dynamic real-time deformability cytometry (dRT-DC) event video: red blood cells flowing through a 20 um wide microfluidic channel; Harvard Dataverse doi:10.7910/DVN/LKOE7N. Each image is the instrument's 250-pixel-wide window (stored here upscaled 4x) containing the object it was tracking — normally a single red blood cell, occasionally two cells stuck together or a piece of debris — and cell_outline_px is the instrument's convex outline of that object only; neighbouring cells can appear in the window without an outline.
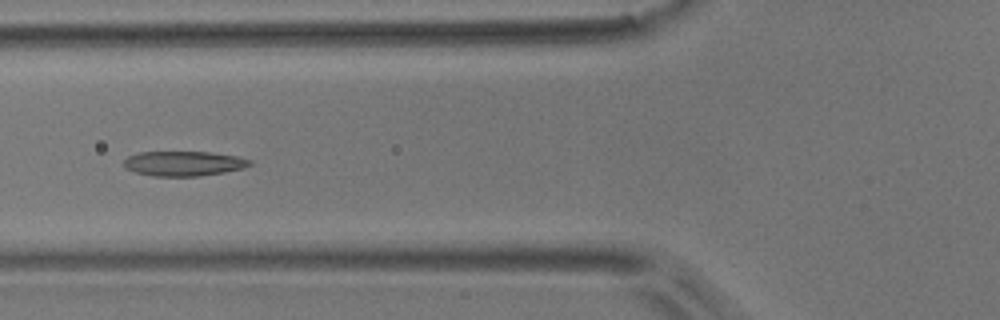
{"species": "common noctule bat (a hibernating species)", "species_latin": "Nyctalus noctula", "temperature_condition": "room temperature", "stored_images_in_passage": 7, "camera_frame_rate_fps": 3000, "um_per_image_px": 0.085, "animal": {"sex": "male", "body_mass_g": 17.9}, "frame": {"image": 1, "passage_image": 6, "time_ms": 6.333, "image_size_px": [1000, 320], "cell_outline_px": [[252, 164], [244, 168], [224, 172], [200, 176], [152, 176], [136, 172], [124, 168], [124, 160], [128, 156], [140, 152], [212, 152], [236, 156], [252, 160]], "centroid_in_image_um": [15.62, 13.9], "position_along_channel_um": 110.2, "area_um2": 18.26}}
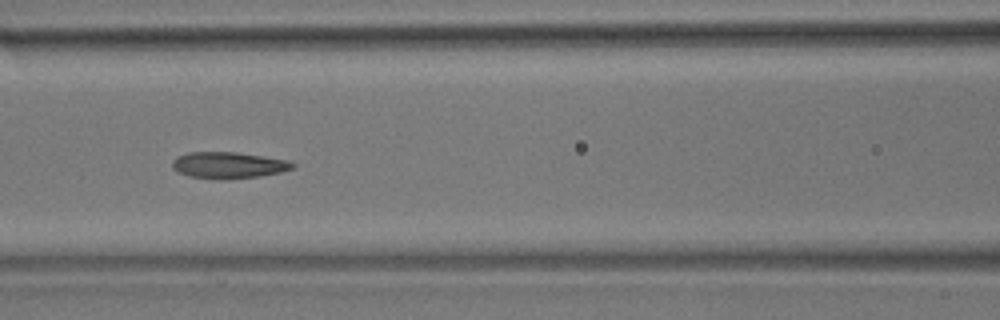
{"frame": {"image": 2, "passage_image": 7, "time_ms": 7.333, "image_size_px": [1000, 320], "cell_outline_px": [[296, 164], [292, 168], [280, 172], [260, 176], [224, 180], [220, 180], [188, 176], [172, 168], [172, 160], [176, 156], [188, 152], [236, 152], [288, 160]], "centroid_in_image_um": [19.38, 14.04], "position_along_channel_um": 147.2, "area_um2": 18.61}}